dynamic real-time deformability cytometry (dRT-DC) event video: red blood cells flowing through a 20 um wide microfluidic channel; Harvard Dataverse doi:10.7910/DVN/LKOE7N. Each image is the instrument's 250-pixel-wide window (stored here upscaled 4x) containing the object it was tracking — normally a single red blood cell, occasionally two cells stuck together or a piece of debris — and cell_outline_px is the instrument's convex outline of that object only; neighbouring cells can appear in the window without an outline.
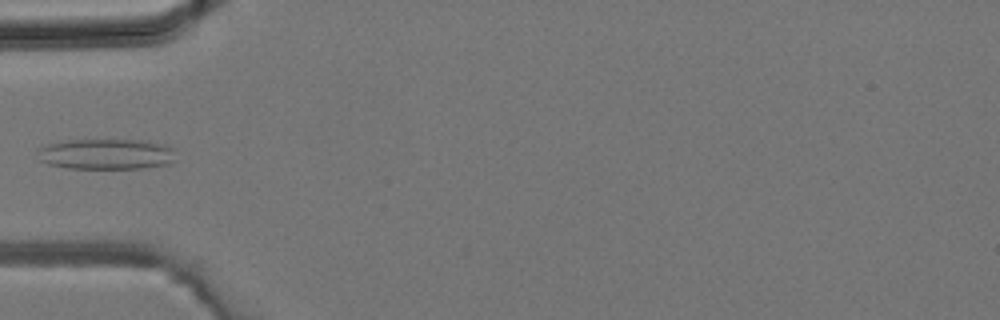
{"species": "common noctule bat (a hibernating species)", "species_latin": "Nyctalus noctula", "temperature_condition": "room temperature", "stored_images_in_passage": 4, "camera_frame_rate_fps": 3000, "um_per_image_px": 0.085, "animal": {"sex": "male", "body_mass_g": 19.2, "forearm_length_mm": 51.8}, "frame": {"image": 1, "passage_image": 4, "time_ms": 1.0, "image_size_px": [1000, 320], "cell_outline_px": [[176, 160], [172, 164], [140, 168], [68, 168], [48, 164], [40, 160], [36, 148], [48, 144], [68, 140], [148, 140], [164, 144], [172, 148]], "centroid_in_image_um": [9.06, 13.09], "position_along_channel_um": 75.9, "area_um2": 24.85}}